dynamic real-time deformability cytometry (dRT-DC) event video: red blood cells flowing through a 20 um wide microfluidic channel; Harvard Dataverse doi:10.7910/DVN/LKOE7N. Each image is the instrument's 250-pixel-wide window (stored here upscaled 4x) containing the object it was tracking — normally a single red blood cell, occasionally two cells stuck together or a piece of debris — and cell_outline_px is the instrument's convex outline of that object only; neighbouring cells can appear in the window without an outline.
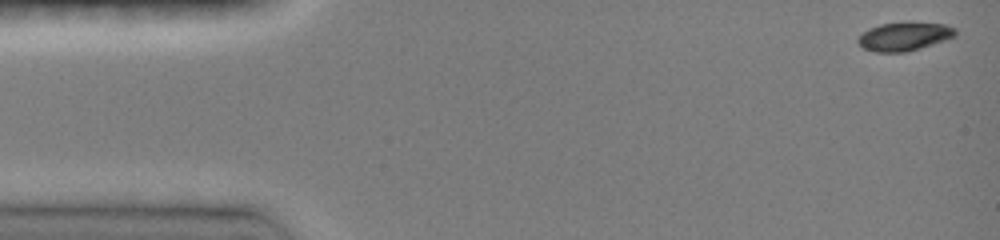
{"species": "common noctule bat (a hibernating species)", "species_latin": "Nyctalus noctula", "temperature_condition": "room temperature", "stored_images_in_passage": 43, "camera_frame_rate_fps": 3000, "um_per_image_px": 0.085, "animal": {"sex": "female", "body_mass_g": 19.0, "forearm_length_mm": 51.5}, "frame": {"image": 1, "passage_image": 1, "time_ms": 0.0, "image_size_px": [1000, 240], "cell_outline_px": [[956, 36], [920, 48], [904, 52], [876, 52], [864, 48], [856, 40], [868, 28], [880, 24], [944, 24], [956, 28]], "centroid_in_image_um": [76.85, 3.12], "position_along_channel_um": 8.2, "area_um2": 15.55}}
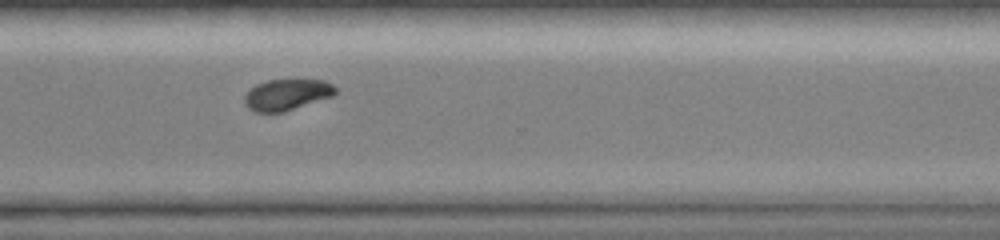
{"frame": {"image": 2, "passage_image": 31, "time_ms": 11.333, "image_size_px": [1000, 240], "cell_outline_px": [[336, 92], [332, 96], [284, 112], [256, 112], [248, 108], [244, 104], [244, 96], [256, 84], [268, 80], [324, 80], [332, 84], [336, 88]], "centroid_in_image_um": [24.37, 8.05], "position_along_channel_um": 346.2, "area_um2": 16.36}}
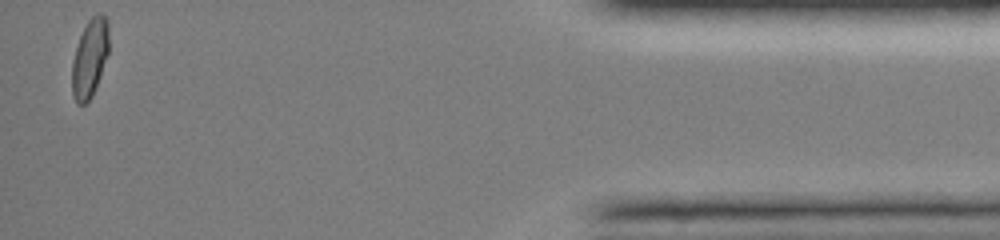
{"frame": {"image": 3, "passage_image": 43, "time_ms": 15.0, "image_size_px": [1000, 240], "cell_outline_px": [[108, 52], [96, 88], [92, 96], [84, 104], [76, 104], [72, 92], [72, 64], [76, 48], [80, 36], [88, 20], [96, 12], [100, 12], [108, 20]], "centroid_in_image_um": [7.63, 4.93], "position_along_channel_um": 427.6, "area_um2": 16.7}, "authors_computed_cell_mechanics": {"area_um2": 17.2822, "velocity_mm_per_s": 4.0093, "shape_relaxation_time_tau1_ms": 2.4678, "shape_relaxation_time_tau2_ms": null, "deformation_change_tau1": 0.1234, "deformation_change_tau2": null}}